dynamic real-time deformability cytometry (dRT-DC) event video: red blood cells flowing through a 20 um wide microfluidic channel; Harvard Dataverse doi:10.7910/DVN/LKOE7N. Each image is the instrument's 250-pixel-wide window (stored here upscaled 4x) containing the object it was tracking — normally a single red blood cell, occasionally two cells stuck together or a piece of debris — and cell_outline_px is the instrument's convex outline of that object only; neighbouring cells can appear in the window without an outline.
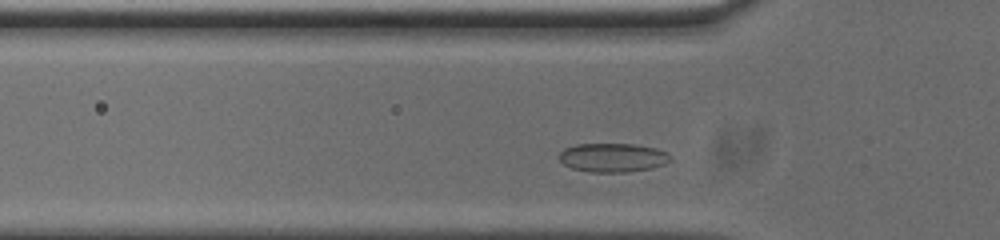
{"species": "common noctule bat (a hibernating species)", "species_latin": "Nyctalus noctula", "temperature_condition": "cold", "stored_images_in_passage": 34, "camera_frame_rate_fps": 3000, "um_per_image_px": 0.085, "animal": {"sex": "male", "body_mass_g": 20.0, "forearm_length_mm": 53.3}, "frame": {"image": 1, "passage_image": 7, "time_ms": 2.0, "image_size_px": [1000, 240], "cell_outline_px": [[672, 160], [664, 164], [652, 168], [628, 172], [588, 172], [572, 168], [564, 164], [560, 160], [560, 152], [564, 148], [576, 144], [632, 144], [656, 148], [672, 156]], "centroid_in_image_um": [52.09, 13.4], "position_along_channel_um": 73.7, "area_um2": 18.73}}
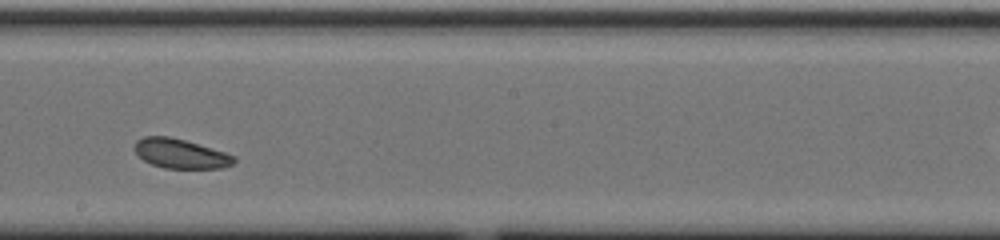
{"frame": {"image": 2, "passage_image": 20, "time_ms": 6.333, "image_size_px": [1000, 240], "cell_outline_px": [[236, 160], [232, 164], [220, 168], [164, 168], [152, 164], [144, 160], [132, 148], [136, 140], [144, 136], [168, 136], [184, 140], [224, 152], [236, 156]], "centroid_in_image_um": [15.31, 13.05], "position_along_channel_um": 232.9, "area_um2": 16.94}}
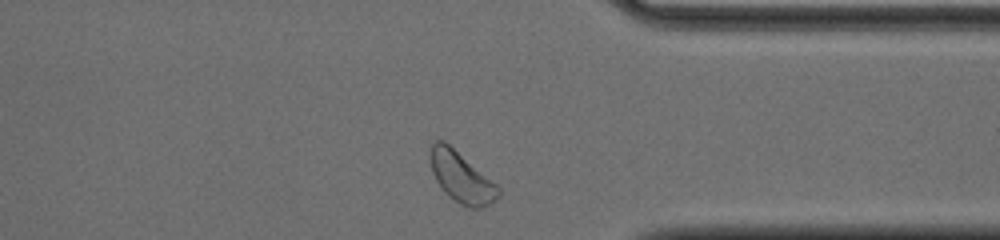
{"frame": {"image": 3, "passage_image": 32, "time_ms": 10.333, "image_size_px": [1000, 240], "cell_outline_px": [[500, 196], [492, 204], [480, 208], [468, 208], [460, 204], [448, 196], [444, 192], [436, 180], [432, 172], [428, 152], [432, 144], [436, 140], [444, 140], [496, 184], [500, 188]], "centroid_in_image_um": [39.2, 15.08], "position_along_channel_um": 372.2, "area_um2": 20.11}}